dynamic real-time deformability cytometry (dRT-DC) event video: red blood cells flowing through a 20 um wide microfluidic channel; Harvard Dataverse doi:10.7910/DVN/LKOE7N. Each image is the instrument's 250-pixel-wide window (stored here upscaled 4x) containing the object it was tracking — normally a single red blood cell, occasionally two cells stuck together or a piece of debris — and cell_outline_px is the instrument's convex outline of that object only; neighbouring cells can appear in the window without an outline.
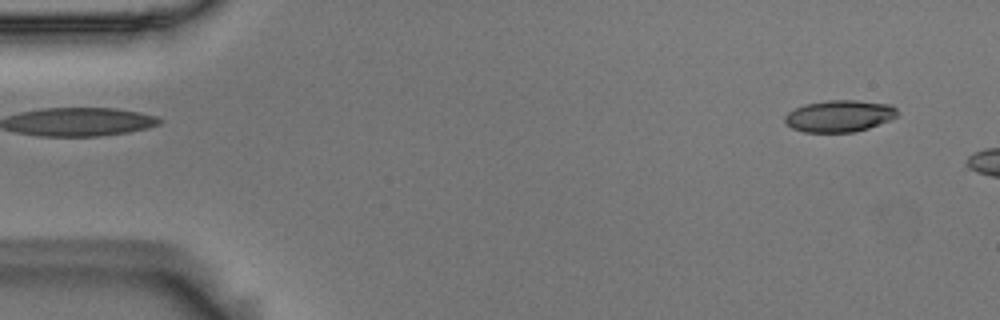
{"species": "Egyptian fruit bat (a non-hibernating species)", "species_latin": "Rousettus aegyptiacus", "temperature_condition": "room temperature", "stored_images_in_passage": 5, "camera_frame_rate_fps": 3000, "um_per_image_px": 0.085, "animal": {"sex": "male"}, "frame": {"image": 1, "passage_image": 5, "time_ms": 1.333, "image_size_px": [1000, 320], "cell_outline_px": [[900, 112], [892, 120], [856, 132], [804, 132], [792, 128], [784, 124], [784, 116], [788, 112], [804, 104], [828, 100], [856, 100], [892, 104]], "centroid_in_image_um": [71.37, 9.86], "position_along_channel_um": 13.6, "area_um2": 21.15}}